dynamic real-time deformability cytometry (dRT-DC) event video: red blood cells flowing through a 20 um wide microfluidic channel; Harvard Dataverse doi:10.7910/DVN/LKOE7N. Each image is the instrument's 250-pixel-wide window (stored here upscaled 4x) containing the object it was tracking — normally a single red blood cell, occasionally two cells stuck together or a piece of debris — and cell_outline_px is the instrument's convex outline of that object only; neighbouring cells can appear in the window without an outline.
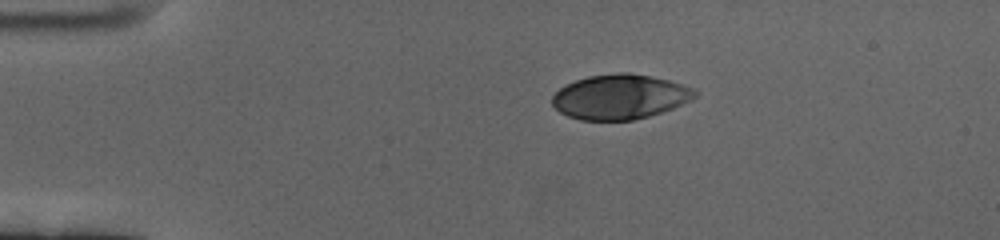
{"species": "human", "species_latin": "Homo sapiens", "temperature_condition": "cold", "stored_images_in_passage": 49, "camera_frame_rate_fps": 3000, "um_per_image_px": 0.085, "donor": {"sex": "female"}, "frame": {"image": 1, "passage_image": 1, "time_ms": 0.0, "image_size_px": [1000, 240], "cell_outline_px": [[700, 92], [692, 100], [672, 108], [648, 116], [632, 120], [580, 120], [568, 116], [560, 112], [552, 104], [552, 96], [564, 84], [588, 76], [616, 72], [628, 72], [652, 76], [668, 80], [696, 88]], "centroid_in_image_um": [52.71, 8.21], "position_along_channel_um": 32.3, "area_um2": 37.45}}
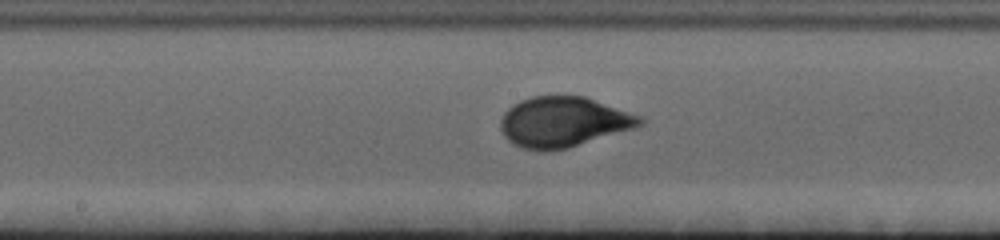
{"frame": {"image": 2, "passage_image": 21, "time_ms": 6.667, "image_size_px": [1000, 240], "cell_outline_px": [[644, 124], [636, 128], [568, 148], [520, 148], [512, 144], [504, 136], [500, 128], [500, 120], [504, 112], [512, 104], [520, 100], [532, 96], [584, 96], [644, 116]], "centroid_in_image_um": [47.93, 10.34], "position_along_channel_um": 200.3, "area_um2": 40.75}}
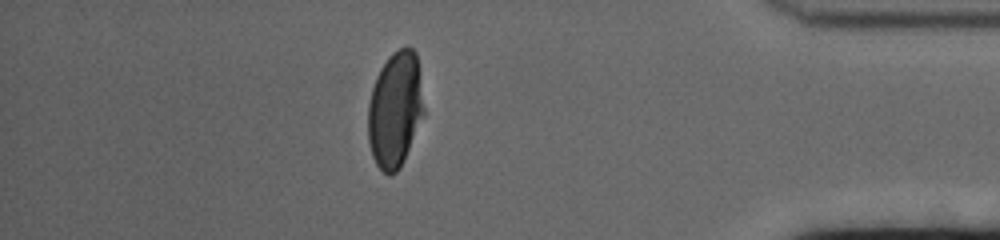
{"frame": {"image": 3, "passage_image": 42, "time_ms": 13.667, "image_size_px": [1000, 240], "cell_outline_px": [[424, 116], [404, 160], [400, 168], [392, 176], [388, 176], [376, 164], [372, 156], [368, 140], [368, 104], [372, 88], [376, 76], [380, 68], [388, 56], [392, 52], [400, 48], [412, 48], [416, 52], [424, 108]], "centroid_in_image_um": [33.58, 9.34], "position_along_channel_um": 401.6, "area_um2": 37.86}, "authors_computed_cell_mechanics": {"area_um2": 39.593, "velocity_mm_per_s": 3.3563, "shape_relaxation_time_tau1_ms": 4.1264, "shape_relaxation_time_tau2_ms": null, "deformation_change_tau1": 0.1882, "deformation_change_tau2": null}}